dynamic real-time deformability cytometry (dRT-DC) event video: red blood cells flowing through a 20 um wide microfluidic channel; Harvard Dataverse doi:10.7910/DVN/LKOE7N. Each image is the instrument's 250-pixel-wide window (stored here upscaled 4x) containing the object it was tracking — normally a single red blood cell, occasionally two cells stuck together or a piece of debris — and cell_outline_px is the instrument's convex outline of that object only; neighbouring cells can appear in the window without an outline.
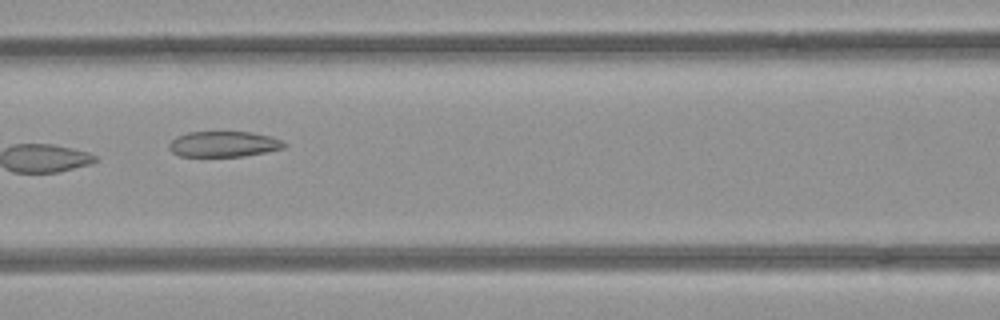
{"species": "common noctule bat (a hibernating species)", "species_latin": "Nyctalus noctula", "temperature_condition": "room temperature", "stored_images_in_passage": 8, "camera_frame_rate_fps": 3000, "um_per_image_px": 0.085, "animal": {"sex": "female", "body_mass_g": 21.9}, "frame": {"image": 1, "passage_image": 6, "time_ms": 1.667, "image_size_px": [1000, 320], "cell_outline_px": [[288, 144], [284, 148], [244, 156], [180, 156], [172, 152], [168, 148], [168, 144], [176, 136], [188, 132], [252, 132], [268, 136], [280, 140]], "centroid_in_image_um": [18.98, 12.24], "position_along_channel_um": 147.6, "area_um2": 17.11}}
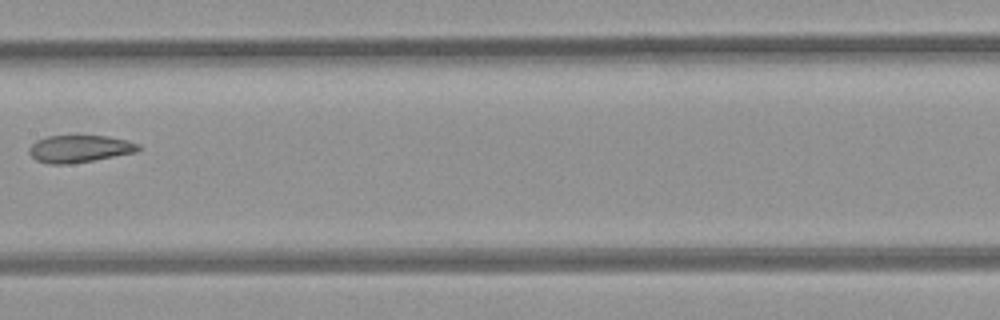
{"frame": {"image": 2, "passage_image": 7, "time_ms": 2.0, "image_size_px": [1000, 320], "cell_outline_px": [[144, 148], [136, 152], [92, 160], [68, 164], [48, 164], [36, 160], [28, 152], [28, 148], [36, 140], [48, 136], [108, 136], [128, 140], [140, 144]], "centroid_in_image_um": [6.78, 12.64], "position_along_channel_um": 200.6, "area_um2": 17.4}}
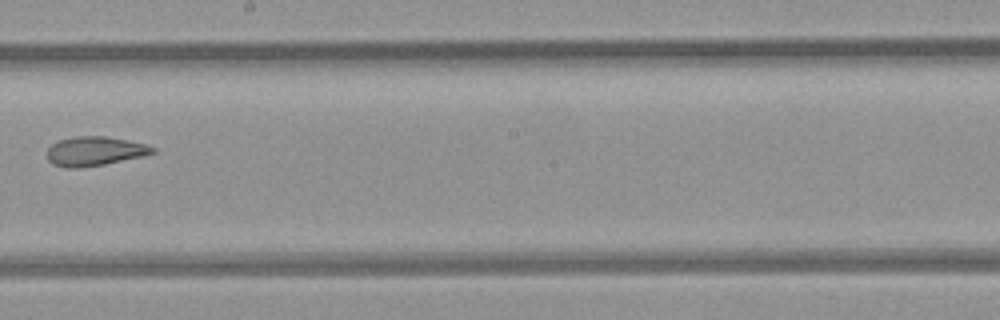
{"frame": {"image": 3, "passage_image": 8, "time_ms": 2.333, "image_size_px": [1000, 320], "cell_outline_px": [[156, 152], [144, 156], [104, 164], [80, 168], [68, 168], [52, 164], [48, 160], [48, 148], [56, 140], [76, 136], [104, 136], [128, 140], [144, 144], [156, 148]], "centroid_in_image_um": [8.04, 12.85], "position_along_channel_um": 240.2, "area_um2": 18.03}}